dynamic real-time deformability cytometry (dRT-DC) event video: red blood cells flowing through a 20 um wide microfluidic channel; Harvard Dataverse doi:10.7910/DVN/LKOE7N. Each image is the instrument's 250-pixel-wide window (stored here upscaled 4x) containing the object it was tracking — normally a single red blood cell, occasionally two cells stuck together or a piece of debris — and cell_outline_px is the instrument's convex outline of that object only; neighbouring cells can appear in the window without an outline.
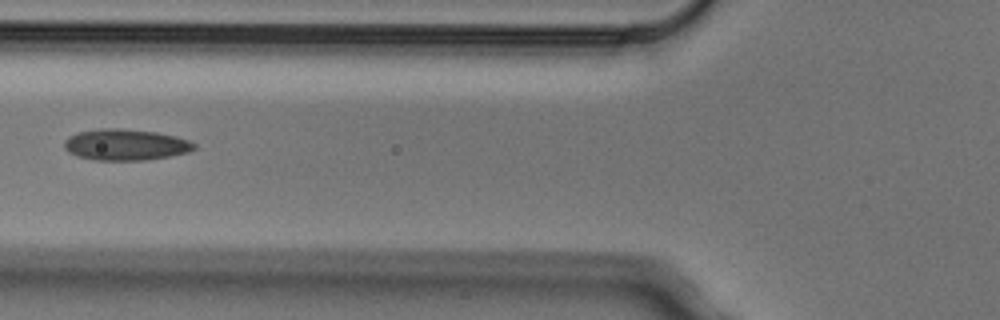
{"species": "Egyptian fruit bat (a non-hibernating species)", "species_latin": "Rousettus aegyptiacus", "temperature_condition": "cold", "stored_images_in_passage": 6, "camera_frame_rate_fps": 3000, "um_per_image_px": 0.085, "animal": {"sex": "male"}, "frame": {"image": 1, "passage_image": 5, "time_ms": 1.333, "image_size_px": [1000, 320], "cell_outline_px": [[196, 148], [188, 152], [168, 156], [144, 160], [92, 160], [76, 156], [68, 152], [64, 148], [64, 140], [68, 136], [80, 132], [100, 128], [124, 128], [156, 132], [176, 136], [188, 140], [196, 144]], "centroid_in_image_um": [10.64, 12.29], "position_along_channel_um": 115.2, "area_um2": 23.76}}
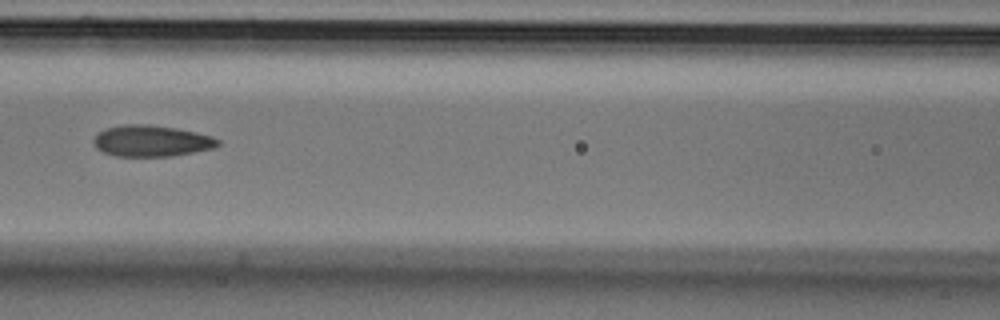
{"frame": {"image": 2, "passage_image": 6, "time_ms": 1.667, "image_size_px": [1000, 320], "cell_outline_px": [[220, 144], [216, 148], [172, 156], [116, 156], [104, 152], [96, 148], [92, 140], [100, 132], [108, 128], [124, 124], [148, 124], [176, 128], [196, 132], [212, 136], [220, 140]], "centroid_in_image_um": [12.91, 11.98], "position_along_channel_um": 153.7, "area_um2": 22.66}}